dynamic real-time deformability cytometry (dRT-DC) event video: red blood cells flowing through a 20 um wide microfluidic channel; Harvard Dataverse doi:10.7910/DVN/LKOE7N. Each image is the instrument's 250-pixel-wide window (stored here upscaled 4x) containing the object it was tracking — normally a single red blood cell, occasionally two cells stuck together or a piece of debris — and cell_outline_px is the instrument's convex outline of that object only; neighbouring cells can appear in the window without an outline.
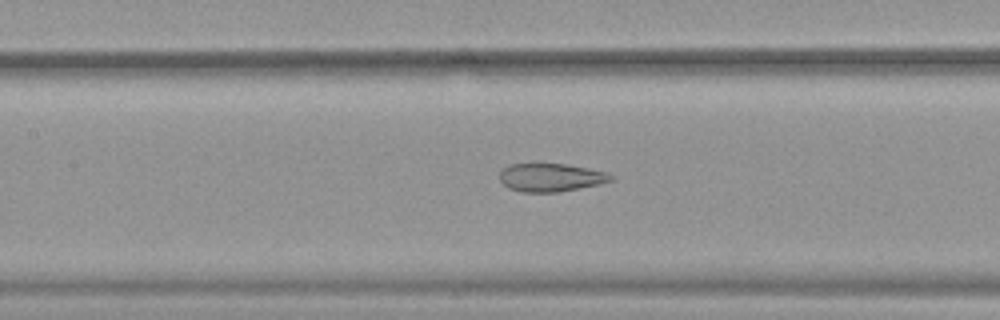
{"species": "common noctule bat (a hibernating species)", "species_latin": "Nyctalus noctula", "temperature_condition": "warm", "stored_images_in_passage": 53, "camera_frame_rate_fps": 3000, "um_per_image_px": 0.085, "animal": {"sex": "female", "body_mass_g": 19.9}, "frame": {"image": 1, "passage_image": 25, "time_ms": 8.0, "image_size_px": [1000, 320], "cell_outline_px": [[616, 180], [600, 184], [560, 192], [520, 192], [508, 188], [500, 180], [500, 172], [508, 164], [568, 164], [608, 172], [616, 176]], "centroid_in_image_um": [46.88, 15.09], "position_along_channel_um": 160.5, "area_um2": 18.55}}
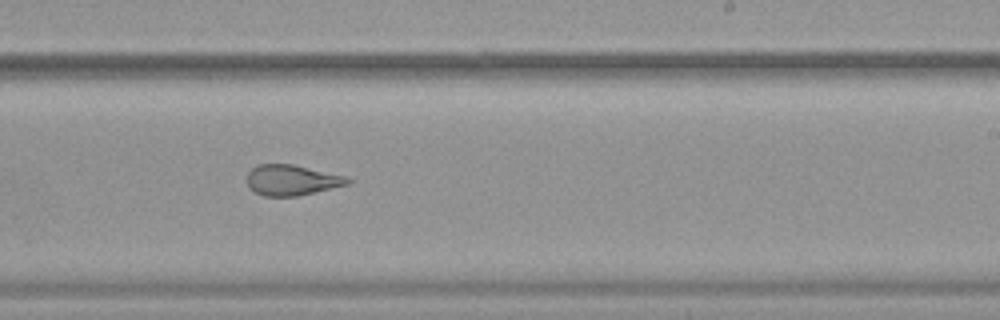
{"frame": {"image": 2, "passage_image": 33, "time_ms": 10.667, "image_size_px": [1000, 320], "cell_outline_px": [[352, 180], [348, 184], [296, 196], [264, 196], [248, 188], [248, 172], [256, 164], [292, 164], [344, 176]], "centroid_in_image_um": [24.75, 15.3], "position_along_channel_um": 264.2, "area_um2": 17.63}}
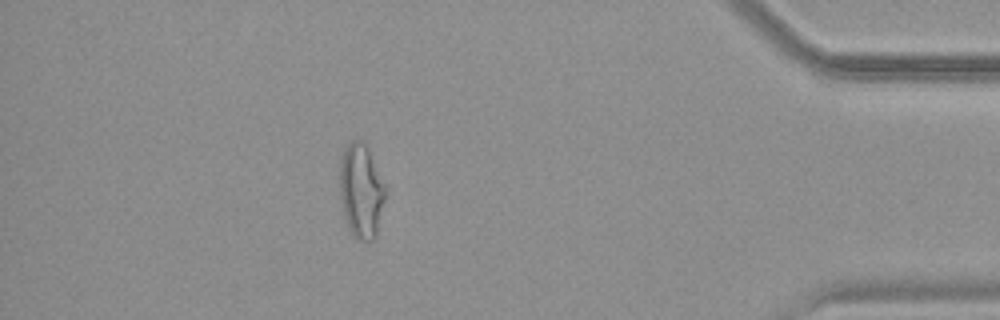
{"frame": {"image": 3, "passage_image": 47, "time_ms": 15.333, "image_size_px": [1000, 320], "cell_outline_px": [[384, 200], [376, 232], [372, 240], [356, 240], [352, 236], [348, 228], [344, 216], [340, 196], [340, 160], [344, 148], [352, 140], [360, 140], [368, 148], [384, 184]], "centroid_in_image_um": [30.66, 16.23], "position_along_channel_um": 404.5, "area_um2": 24.62}, "authors_computed_cell_mechanics": {"area_um2": 24.1604, "velocity_mm_per_s": 3.9066, "shape_relaxation_time_tau1_ms": null, "shape_relaxation_time_tau2_ms": 1.559, "deformation_change_tau1": null, "deformation_change_tau2": 0.0941}}